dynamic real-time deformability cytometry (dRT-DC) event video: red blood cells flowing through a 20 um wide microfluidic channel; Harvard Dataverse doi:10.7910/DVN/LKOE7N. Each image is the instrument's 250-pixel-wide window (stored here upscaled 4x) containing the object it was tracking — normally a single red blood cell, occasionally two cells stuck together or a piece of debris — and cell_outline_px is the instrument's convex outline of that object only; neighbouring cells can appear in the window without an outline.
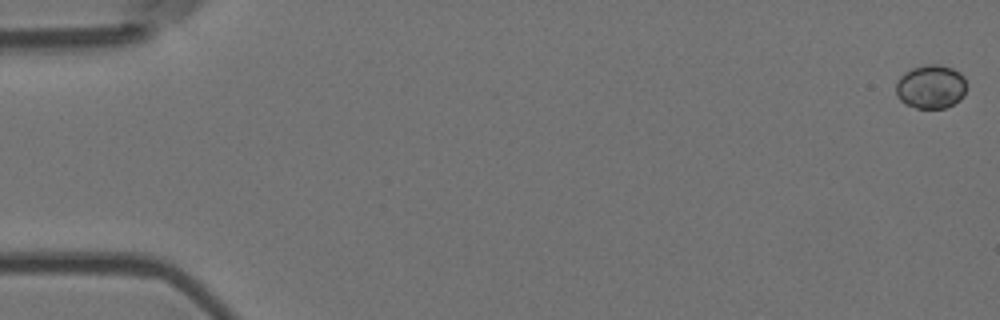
{"species": "Egyptian fruit bat (a non-hibernating species)", "species_latin": "Rousettus aegyptiacus", "temperature_condition": "room temperature", "stored_images_in_passage": 6, "camera_frame_rate_fps": 3000, "um_per_image_px": 0.085, "animal": {"sex": "female"}, "frame": {"image": 1, "passage_image": 1, "time_ms": 0.0, "image_size_px": [1000, 320], "cell_outline_px": [[964, 96], [960, 100], [944, 108], [916, 108], [904, 104], [896, 96], [896, 80], [904, 72], [912, 68], [924, 64], [940, 64], [952, 68], [960, 72], [964, 76]], "centroid_in_image_um": [79.08, 7.36], "position_along_channel_um": 5.9, "area_um2": 18.21}}
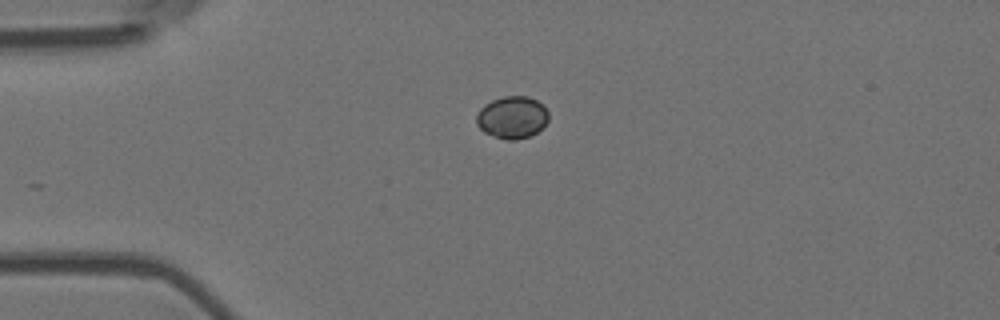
{"frame": {"image": 2, "passage_image": 5, "time_ms": 1.333, "image_size_px": [1000, 320], "cell_outline_px": [[548, 120], [536, 132], [528, 136], [516, 140], [508, 140], [484, 132], [476, 124], [476, 116], [480, 108], [484, 104], [492, 100], [504, 96], [528, 96], [536, 100], [548, 112]], "centroid_in_image_um": [43.5, 9.96], "position_along_channel_um": 41.5, "area_um2": 17.51}}